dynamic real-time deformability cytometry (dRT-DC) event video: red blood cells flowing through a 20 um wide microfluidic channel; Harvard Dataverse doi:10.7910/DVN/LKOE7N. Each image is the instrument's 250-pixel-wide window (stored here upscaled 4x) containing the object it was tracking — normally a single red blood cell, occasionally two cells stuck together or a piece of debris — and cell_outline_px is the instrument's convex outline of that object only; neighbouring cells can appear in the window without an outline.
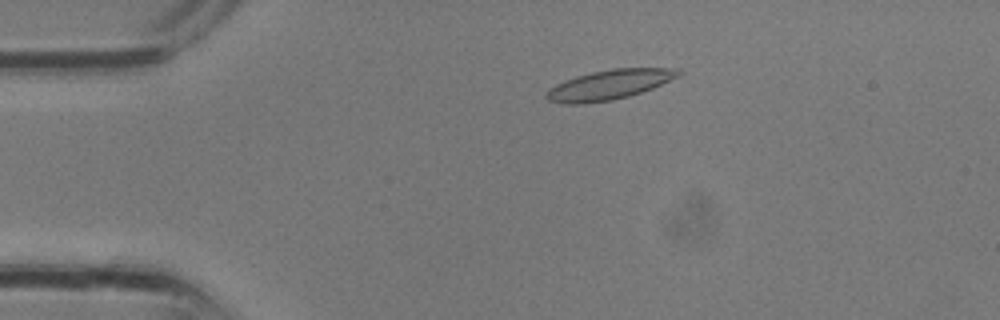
{"species": "common noctule bat (a hibernating species)", "species_latin": "Nyctalus noctula", "temperature_condition": "room temperature", "stored_images_in_passage": 18, "camera_frame_rate_fps": 3000, "um_per_image_px": 0.085, "animal": {"sex": "male", "body_mass_g": 13.3}, "frame": {"image": 1, "passage_image": 7, "time_ms": 2.0, "image_size_px": [1000, 320], "cell_outline_px": [[684, 72], [680, 76], [652, 88], [628, 96], [612, 100], [584, 104], [564, 104], [548, 100], [544, 96], [544, 92], [548, 88], [564, 80], [576, 76], [592, 72], [612, 68], [680, 68]], "centroid_in_image_um": [51.77, 7.2], "position_along_channel_um": 33.2, "area_um2": 23.12}}
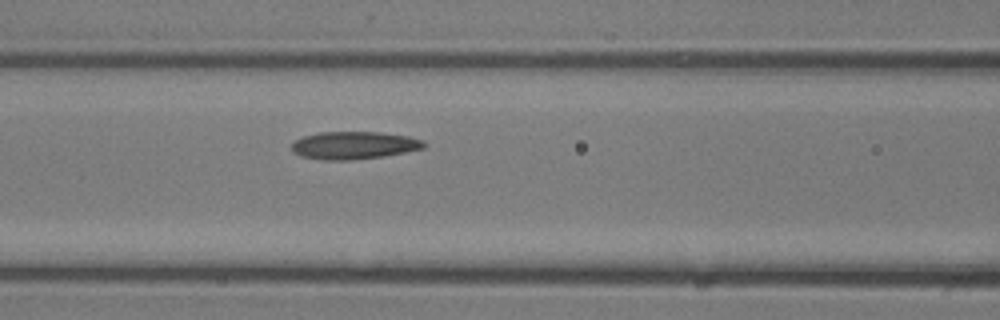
{"frame": {"image": 2, "passage_image": 14, "time_ms": 4.333, "image_size_px": [1000, 320], "cell_outline_px": [[428, 144], [424, 148], [384, 156], [352, 160], [320, 160], [300, 156], [292, 152], [292, 144], [296, 140], [304, 136], [320, 132], [380, 132], [408, 136], [424, 140]], "centroid_in_image_um": [30.1, 12.35], "position_along_channel_um": 136.5, "area_um2": 21.44}}
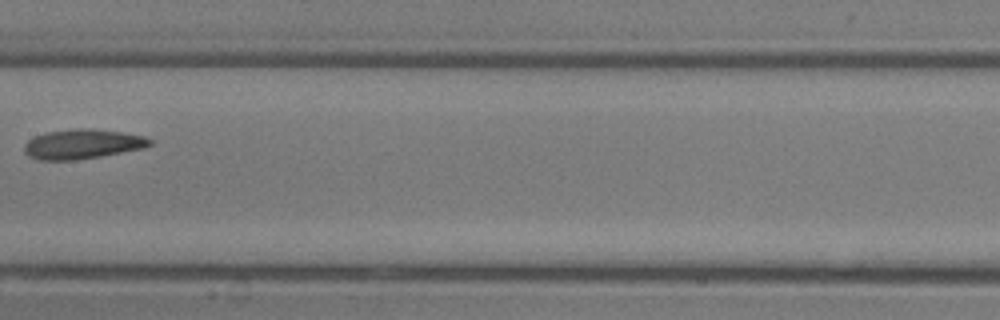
{"frame": {"image": 3, "passage_image": 17, "time_ms": 5.333, "image_size_px": [1000, 320], "cell_outline_px": [[152, 144], [144, 148], [100, 156], [76, 160], [40, 160], [28, 156], [24, 152], [24, 144], [32, 136], [44, 132], [76, 128], [88, 128], [120, 132], [144, 136], [152, 140]], "centroid_in_image_um": [6.96, 12.24], "position_along_channel_um": 200.4, "area_um2": 21.79}}